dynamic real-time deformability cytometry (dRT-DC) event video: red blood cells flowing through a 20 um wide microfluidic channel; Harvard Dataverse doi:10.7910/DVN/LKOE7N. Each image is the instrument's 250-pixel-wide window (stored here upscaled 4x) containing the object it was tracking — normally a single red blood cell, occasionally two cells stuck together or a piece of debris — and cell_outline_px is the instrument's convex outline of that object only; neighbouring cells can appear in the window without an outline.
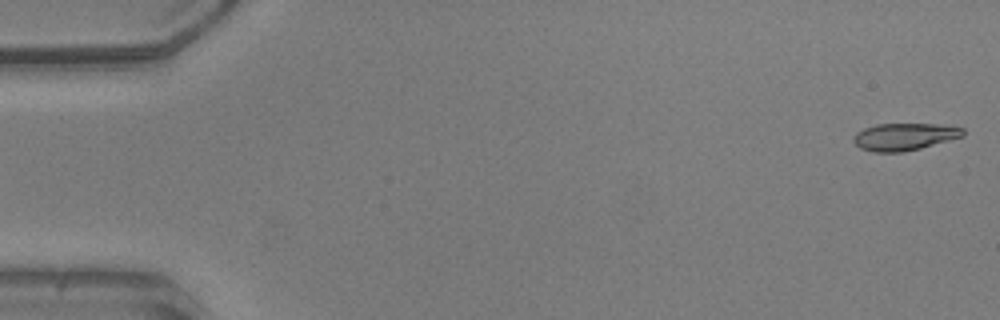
{"species": "common noctule bat (a hibernating species)", "species_latin": "Nyctalus noctula", "temperature_condition": "warm", "stored_images_in_passage": 51, "camera_frame_rate_fps": 3000, "um_per_image_px": 0.085, "animal": {"sex": "male", "body_mass_g": 20.5, "forearm_length_mm": 52.5}, "frame": {"image": 1, "passage_image": 1, "time_ms": 0.0, "image_size_px": [1000, 320], "cell_outline_px": [[964, 136], [920, 148], [904, 152], [872, 152], [860, 148], [852, 140], [852, 136], [856, 132], [864, 128], [876, 124], [936, 124], [964, 128]], "centroid_in_image_um": [76.83, 11.62], "position_along_channel_um": 8.2, "area_um2": 17.4}}
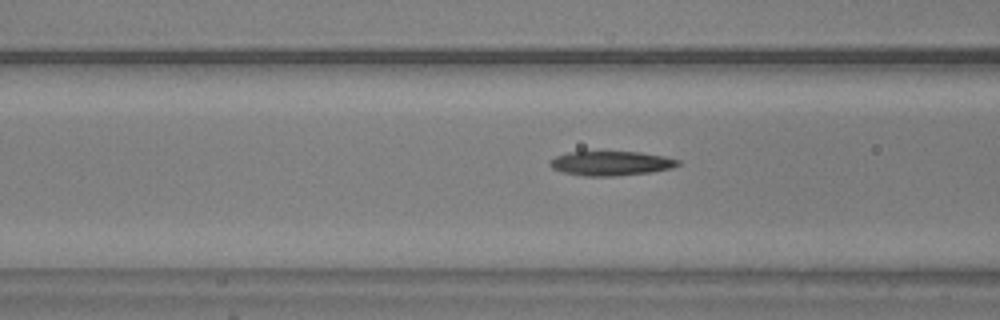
{"frame": {"image": 2, "passage_image": 20, "time_ms": 6.333, "image_size_px": [1000, 320], "cell_outline_px": [[680, 164], [672, 168], [652, 172], [616, 176], [584, 176], [560, 172], [552, 168], [548, 164], [548, 160], [556, 156], [568, 152], [640, 152], [664, 156], [680, 160]], "centroid_in_image_um": [51.9, 13.89], "position_along_channel_um": 114.7, "area_um2": 18.38}}
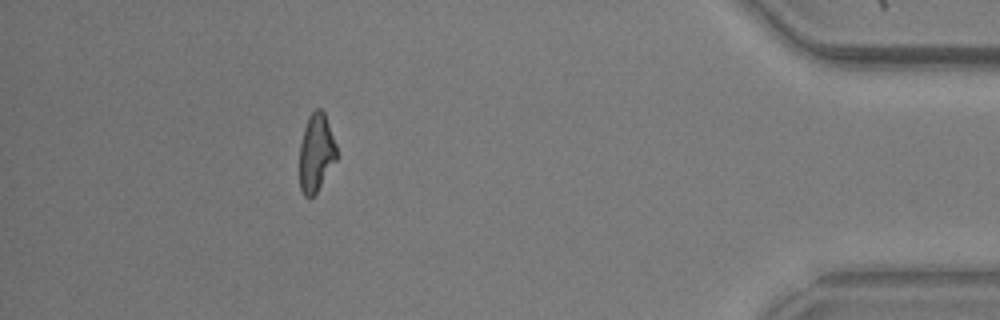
{"frame": {"image": 3, "passage_image": 46, "time_ms": 15.0, "image_size_px": [1000, 320], "cell_outline_px": [[336, 160], [316, 192], [312, 196], [304, 196], [300, 188], [300, 144], [304, 128], [308, 116], [316, 108], [320, 108], [324, 112], [336, 144]], "centroid_in_image_um": [26.86, 12.95], "position_along_channel_um": 408.3, "area_um2": 16.59}, "authors_computed_cell_mechanics": {"area_um2": 18.0336, "velocity_mm_per_s": 3.9794, "shape_relaxation_time_tau1_ms": 4.9829, "shape_relaxation_time_tau2_ms": 2.9204, "deformation_change_tau1": 0.194, "deformation_change_tau2": 0.1204}}